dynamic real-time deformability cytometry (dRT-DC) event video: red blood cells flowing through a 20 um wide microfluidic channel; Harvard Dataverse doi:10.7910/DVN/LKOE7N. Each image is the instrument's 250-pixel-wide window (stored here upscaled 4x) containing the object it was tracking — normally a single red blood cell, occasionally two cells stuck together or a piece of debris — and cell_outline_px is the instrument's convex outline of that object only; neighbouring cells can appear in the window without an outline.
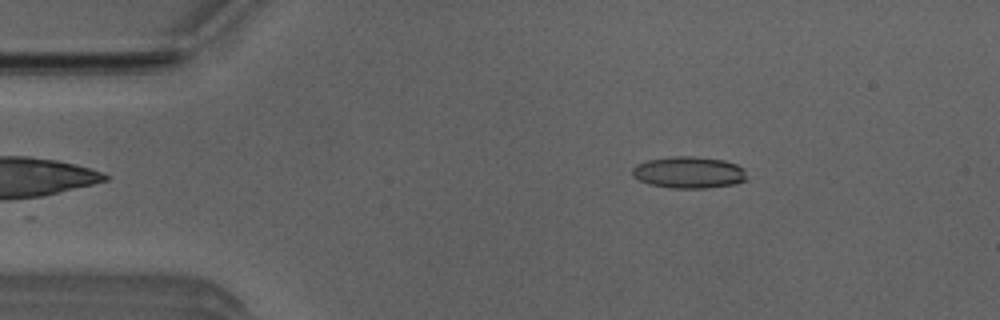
{"species": "Egyptian fruit bat (a non-hibernating species)", "species_latin": "Rousettus aegyptiacus", "temperature_condition": "room temperature", "stored_images_in_passage": 3, "camera_frame_rate_fps": 3000, "um_per_image_px": 0.085, "animal": {"sex": "male"}, "frame": {"image": 1, "passage_image": 2, "time_ms": 0.333, "image_size_px": [1000, 320], "cell_outline_px": [[744, 180], [732, 184], [704, 188], [668, 188], [648, 184], [632, 176], [632, 168], [636, 164], [648, 160], [672, 156], [696, 156], [724, 160], [736, 164], [744, 168]], "centroid_in_image_um": [58.49, 14.65], "position_along_channel_um": 26.5, "area_um2": 21.1}}